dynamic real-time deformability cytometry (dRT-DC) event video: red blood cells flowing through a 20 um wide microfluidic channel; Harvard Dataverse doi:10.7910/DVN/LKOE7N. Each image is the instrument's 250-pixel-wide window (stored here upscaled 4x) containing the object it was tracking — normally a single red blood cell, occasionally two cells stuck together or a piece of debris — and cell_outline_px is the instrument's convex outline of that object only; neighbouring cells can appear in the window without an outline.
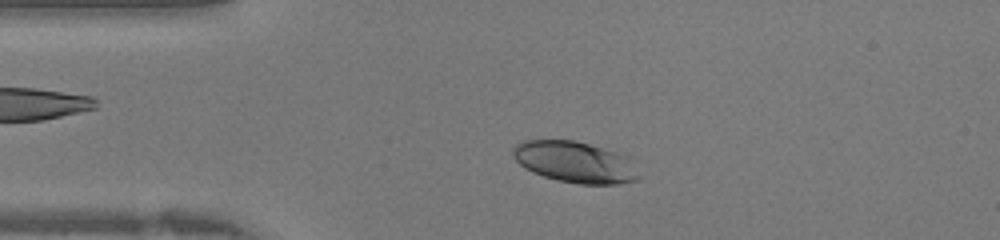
{"species": "human", "species_latin": "Homo sapiens", "temperature_condition": "warm", "stored_images_in_passage": 39, "camera_frame_rate_fps": 3000, "um_per_image_px": 0.085, "donor": {"sex": "female"}, "frame": {"image": 1, "passage_image": 6, "time_ms": 1.667, "image_size_px": [1000, 240], "cell_outline_px": [[640, 176], [636, 180], [616, 184], [580, 184], [556, 180], [532, 172], [524, 168], [512, 156], [512, 148], [516, 144], [524, 140], [576, 140], [616, 152], [628, 156]], "centroid_in_image_um": [48.84, 13.77], "position_along_channel_um": 36.2, "area_um2": 30.29}}
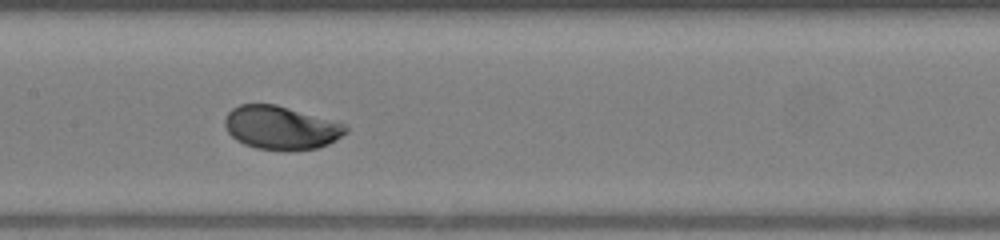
{"frame": {"image": 2, "passage_image": 17, "time_ms": 5.333, "image_size_px": [1000, 240], "cell_outline_px": [[348, 132], [328, 144], [316, 148], [256, 148], [244, 144], [236, 140], [228, 132], [224, 124], [224, 120], [228, 112], [232, 108], [240, 104], [276, 104], [348, 124]], "centroid_in_image_um": [23.89, 10.81], "position_along_channel_um": 183.5, "area_um2": 30.17}}
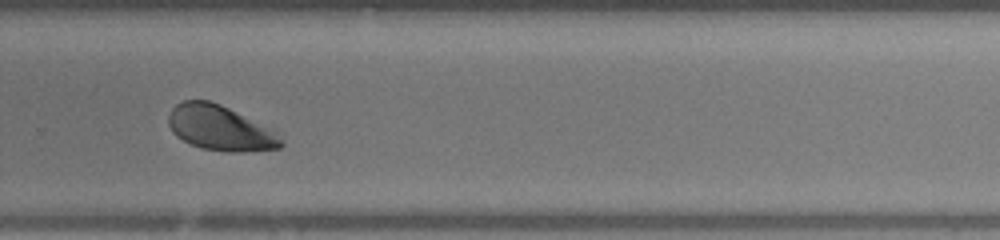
{"frame": {"image": 3, "passage_image": 25, "time_ms": 8.0, "image_size_px": [1000, 240], "cell_outline_px": [[284, 144], [280, 148], [244, 152], [228, 152], [200, 148], [176, 136], [172, 132], [168, 124], [168, 116], [172, 108], [176, 104], [184, 100], [208, 100], [220, 104], [276, 132], [284, 140]], "centroid_in_image_um": [18.69, 10.9], "position_along_channel_um": 311.1, "area_um2": 29.36}}